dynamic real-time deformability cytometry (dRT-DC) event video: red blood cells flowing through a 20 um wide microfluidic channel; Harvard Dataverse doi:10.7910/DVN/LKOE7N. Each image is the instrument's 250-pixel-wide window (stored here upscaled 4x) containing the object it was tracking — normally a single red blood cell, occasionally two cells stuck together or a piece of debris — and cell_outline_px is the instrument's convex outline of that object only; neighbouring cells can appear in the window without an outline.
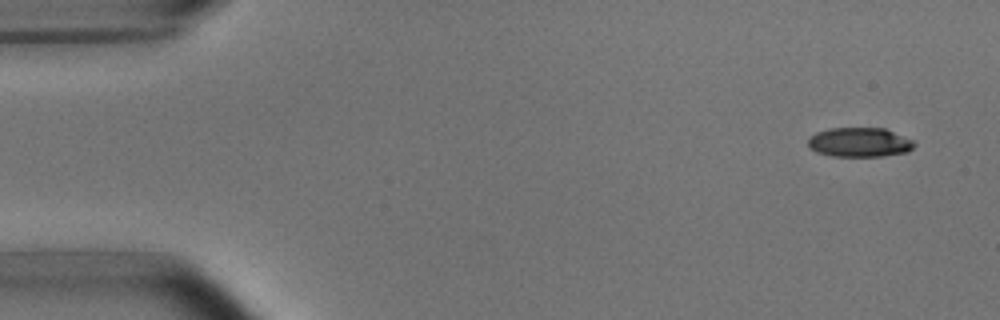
{"species": "common noctule bat (a hibernating species)", "species_latin": "Nyctalus noctula", "temperature_condition": "room temperature", "stored_images_in_passage": 10, "camera_frame_rate_fps": 3000, "um_per_image_px": 0.085, "animal": {"sex": "male", "body_mass_g": 15.6}, "frame": {"image": 1, "passage_image": 1, "time_ms": 0.0, "image_size_px": [1000, 320], "cell_outline_px": [[916, 144], [908, 152], [880, 156], [832, 156], [816, 152], [808, 148], [808, 136], [816, 132], [828, 128], [884, 128], [912, 140]], "centroid_in_image_um": [73.0, 12.09], "position_along_channel_um": 12.0, "area_um2": 18.26}}
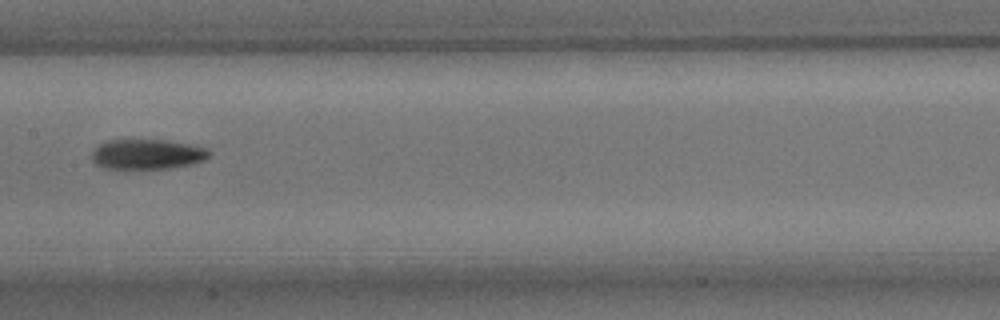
{"frame": {"image": 2, "passage_image": 7, "time_ms": 8.0, "image_size_px": [1000, 320], "cell_outline_px": [[212, 152], [204, 160], [192, 164], [168, 168], [104, 168], [96, 164], [92, 160], [92, 152], [100, 144], [108, 140], [164, 140], [188, 144], [208, 148]], "centroid_in_image_um": [12.53, 13.1], "position_along_channel_um": 194.9, "area_um2": 20.35}}
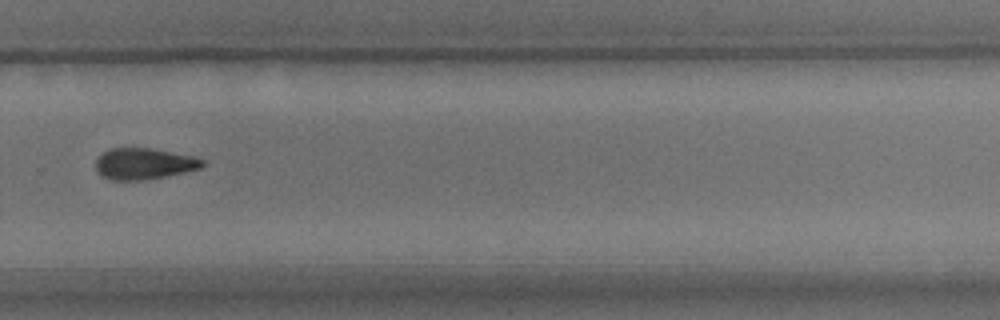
{"frame": {"image": 3, "passage_image": 10, "time_ms": 11.333, "image_size_px": [1000, 320], "cell_outline_px": [[208, 164], [200, 168], [184, 172], [144, 180], [112, 180], [100, 176], [96, 168], [96, 160], [108, 148], [148, 148], [192, 156], [204, 160]], "centroid_in_image_um": [12.23, 13.92], "position_along_channel_um": 317.6, "area_um2": 19.31}}